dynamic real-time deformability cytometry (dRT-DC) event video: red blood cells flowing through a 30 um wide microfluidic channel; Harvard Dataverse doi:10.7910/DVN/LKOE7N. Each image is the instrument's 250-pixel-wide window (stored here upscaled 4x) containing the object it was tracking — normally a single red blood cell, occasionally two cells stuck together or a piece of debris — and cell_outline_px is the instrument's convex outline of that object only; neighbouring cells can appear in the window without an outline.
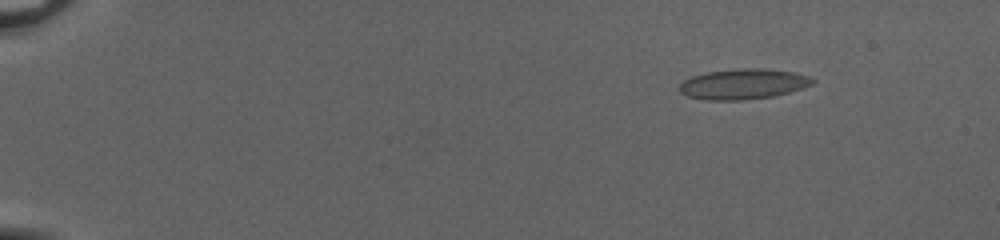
{"species": "common noctule bat (a hibernating species)", "species_latin": "Nyctalus noctula", "temperature_condition": "cold", "stored_images_in_passage": 49, "camera_frame_rate_fps": 3000, "um_per_image_px": 0.085, "animal": {"sex": "female", "body_mass_g": 20.0, "forearm_length_mm": 54.0}, "frame": {"image": 1, "passage_image": 3, "time_ms": 0.667, "image_size_px": [1000, 240], "cell_outline_px": [[816, 80], [812, 84], [788, 92], [772, 96], [744, 100], [704, 100], [688, 96], [680, 92], [680, 84], [684, 80], [692, 76], [704, 72], [744, 68], [764, 68], [796, 72], [808, 76]], "centroid_in_image_um": [63.16, 7.13], "position_along_channel_um": 21.8, "area_um2": 23.52}}
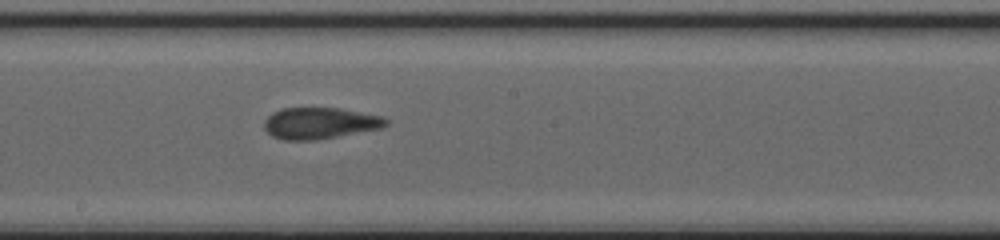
{"frame": {"image": 2, "passage_image": 28, "time_ms": 9.0, "image_size_px": [1000, 240], "cell_outline_px": [[388, 124], [380, 128], [316, 140], [284, 140], [272, 136], [264, 128], [264, 120], [272, 112], [280, 108], [340, 108], [384, 116], [388, 120]], "centroid_in_image_um": [27.17, 10.46], "position_along_channel_um": 221.0, "area_um2": 22.31}}
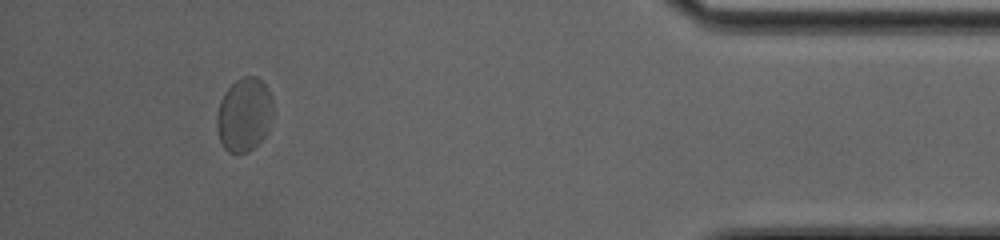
{"frame": {"image": 3, "passage_image": 46, "time_ms": 15.0, "image_size_px": [1000, 240], "cell_outline_px": [[272, 104], [268, 132], [248, 152], [228, 152], [224, 148], [220, 140], [216, 128], [216, 116], [220, 100], [224, 92], [236, 80], [244, 76], [256, 76], [268, 88], [272, 96]], "centroid_in_image_um": [20.73, 9.73], "position_along_channel_um": 414.5, "area_um2": 24.04}, "authors_computed_cell_mechanics": {"area_um2": 22.3108, "velocity_mm_per_s": 3.9985, "shape_relaxation_time_tau1_ms": 2.355, "shape_relaxation_time_tau2_ms": 0.6731, "deformation_change_tau1": 0.0803, "deformation_change_tau2": 0.0612}}